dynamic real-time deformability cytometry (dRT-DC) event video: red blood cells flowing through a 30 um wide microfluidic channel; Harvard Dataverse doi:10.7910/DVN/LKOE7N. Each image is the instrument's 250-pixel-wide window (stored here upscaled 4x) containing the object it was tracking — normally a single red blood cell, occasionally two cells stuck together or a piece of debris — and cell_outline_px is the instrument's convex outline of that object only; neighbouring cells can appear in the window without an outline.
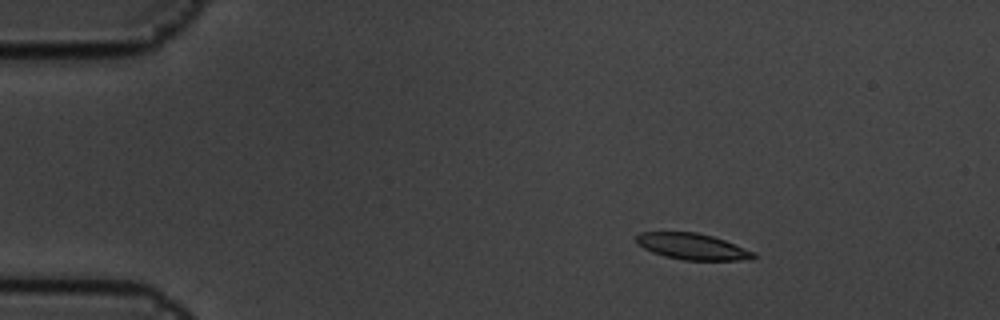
{"species": "common noctule bat (a hibernating species)", "species_latin": "Nyctalus noctula", "temperature_condition": "cold", "stored_images_in_passage": 4, "camera_frame_rate_fps": 3000, "um_per_image_px": 0.085, "animal": {"sex": "male", "body_mass_g": 19.5, "forearm_length_mm": 54.6}, "frame": {"image": 1, "passage_image": 2, "time_ms": 0.333, "image_size_px": [1000, 320], "cell_outline_px": [[756, 256], [752, 260], [684, 260], [664, 256], [652, 252], [644, 248], [636, 240], [636, 236], [640, 232], [696, 232], [712, 236], [724, 240], [756, 252]], "centroid_in_image_um": [58.89, 20.96], "position_along_channel_um": 26.1, "area_um2": 17.86}}